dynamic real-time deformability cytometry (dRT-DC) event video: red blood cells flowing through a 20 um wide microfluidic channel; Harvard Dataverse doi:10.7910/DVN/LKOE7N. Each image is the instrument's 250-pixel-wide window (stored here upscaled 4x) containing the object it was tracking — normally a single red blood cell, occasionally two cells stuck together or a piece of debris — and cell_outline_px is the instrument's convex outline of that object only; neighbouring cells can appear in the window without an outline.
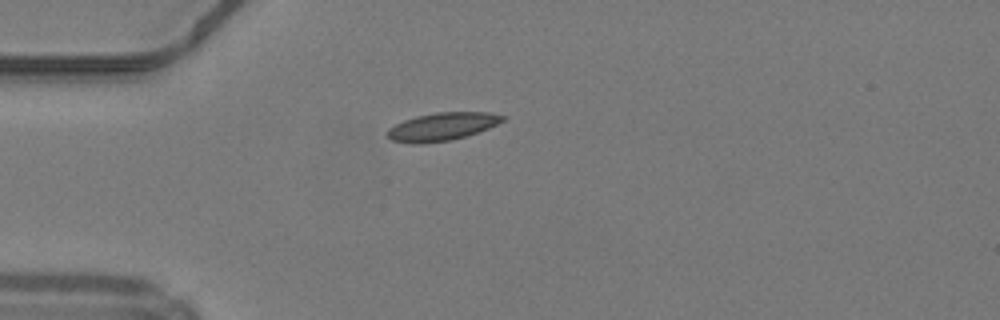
{"species": "common noctule bat (a hibernating species)", "species_latin": "Nyctalus noctula", "temperature_condition": "warm", "stored_images_in_passage": 34, "camera_frame_rate_fps": 3000, "um_per_image_px": 0.085, "animal": {"sex": "male", "body_mass_g": 19.2, "forearm_length_mm": 51.8}, "frame": {"image": 1, "passage_image": 1, "time_ms": 0.0, "image_size_px": [1000, 320], "cell_outline_px": [[508, 116], [504, 120], [488, 128], [464, 136], [448, 140], [420, 144], [412, 144], [392, 140], [388, 136], [388, 128], [404, 120], [416, 116], [436, 112], [488, 112]], "centroid_in_image_um": [37.58, 10.75], "position_along_channel_um": 47.4, "area_um2": 18.55}}
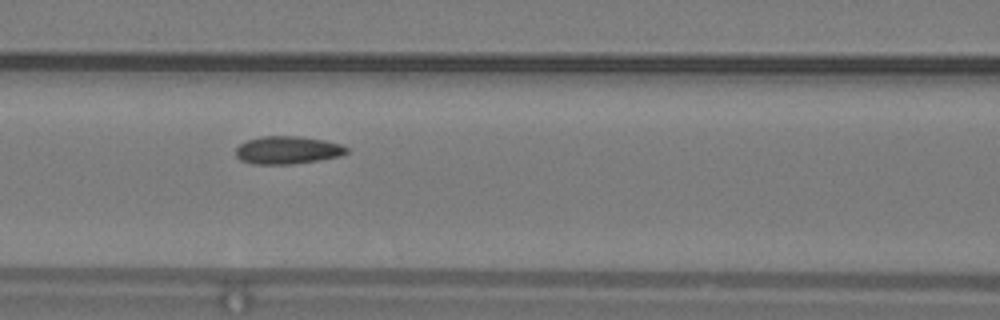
{"frame": {"image": 2, "passage_image": 9, "time_ms": 2.667, "image_size_px": [1000, 320], "cell_outline_px": [[348, 152], [340, 156], [320, 160], [292, 164], [252, 164], [240, 160], [236, 156], [236, 148], [240, 144], [248, 140], [260, 136], [300, 136], [324, 140], [340, 144], [348, 148]], "centroid_in_image_um": [24.44, 12.76], "position_along_channel_um": 142.2, "area_um2": 18.03}}
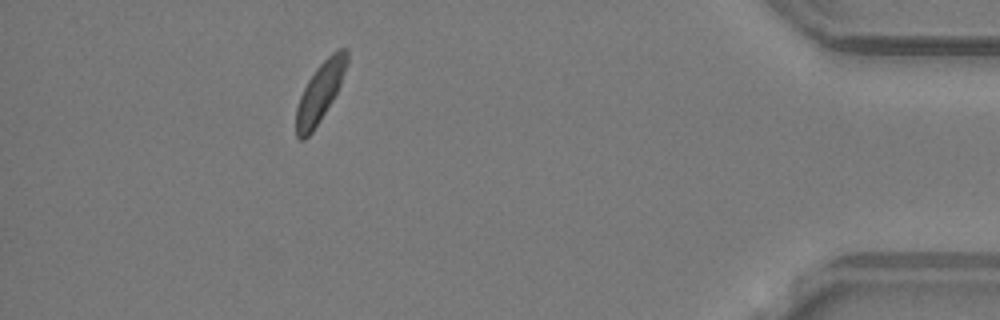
{"frame": {"image": 3, "passage_image": 32, "time_ms": 10.333, "image_size_px": [1000, 320], "cell_outline_px": [[348, 64], [340, 84], [332, 100], [320, 120], [312, 132], [304, 140], [300, 140], [296, 136], [296, 108], [300, 96], [308, 80], [316, 68], [336, 48], [348, 48]], "centroid_in_image_um": [27.21, 7.81], "position_along_channel_um": 408.0, "area_um2": 17.46}}